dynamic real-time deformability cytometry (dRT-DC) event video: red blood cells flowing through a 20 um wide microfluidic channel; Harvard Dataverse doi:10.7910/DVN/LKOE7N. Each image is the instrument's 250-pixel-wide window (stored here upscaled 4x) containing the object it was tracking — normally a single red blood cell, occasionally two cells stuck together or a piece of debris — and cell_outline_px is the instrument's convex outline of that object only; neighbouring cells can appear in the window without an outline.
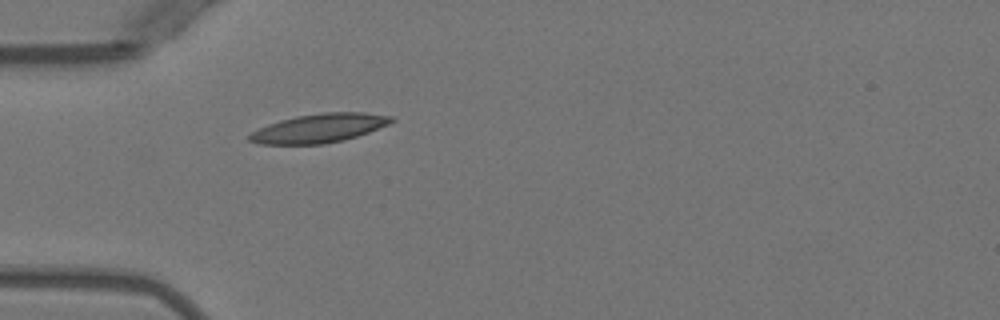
{"species": "Egyptian fruit bat (a non-hibernating species)", "species_latin": "Rousettus aegyptiacus", "temperature_condition": "warm", "stored_images_in_passage": 2, "camera_frame_rate_fps": 3000, "um_per_image_px": 0.085, "animal": {"sex": "female"}, "frame": {"image": 1, "passage_image": 2, "time_ms": 1.333, "image_size_px": [1000, 320], "cell_outline_px": [[396, 120], [388, 124], [368, 132], [344, 140], [324, 144], [260, 144], [248, 140], [248, 136], [252, 132], [268, 124], [280, 120], [296, 116], [324, 112], [364, 112], [392, 116]], "centroid_in_image_um": [27.14, 10.89], "position_along_channel_um": 57.9, "area_um2": 23.76}}